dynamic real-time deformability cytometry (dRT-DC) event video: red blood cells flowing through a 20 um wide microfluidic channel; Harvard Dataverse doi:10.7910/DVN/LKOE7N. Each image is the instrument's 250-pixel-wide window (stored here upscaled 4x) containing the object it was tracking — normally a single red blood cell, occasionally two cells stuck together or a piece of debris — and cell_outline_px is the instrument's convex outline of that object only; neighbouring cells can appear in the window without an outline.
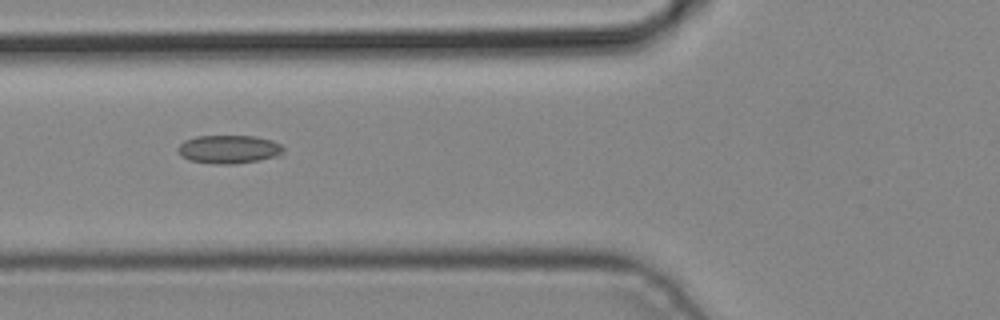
{"species": "common noctule bat (a hibernating species)", "species_latin": "Nyctalus noctula", "temperature_condition": "cold", "stored_images_in_passage": 5, "camera_frame_rate_fps": 3000, "um_per_image_px": 0.085, "animal": {"sex": "male", "body_mass_g": 19.2, "forearm_length_mm": 51.8}, "frame": {"image": 1, "passage_image": 5, "time_ms": 1.333, "image_size_px": [1000, 320], "cell_outline_px": [[284, 152], [280, 156], [260, 160], [232, 164], [216, 164], [188, 160], [180, 156], [176, 148], [184, 140], [196, 136], [256, 136], [272, 140], [280, 144], [284, 148]], "centroid_in_image_um": [19.45, 12.69], "position_along_channel_um": 106.3, "area_um2": 17.69}}